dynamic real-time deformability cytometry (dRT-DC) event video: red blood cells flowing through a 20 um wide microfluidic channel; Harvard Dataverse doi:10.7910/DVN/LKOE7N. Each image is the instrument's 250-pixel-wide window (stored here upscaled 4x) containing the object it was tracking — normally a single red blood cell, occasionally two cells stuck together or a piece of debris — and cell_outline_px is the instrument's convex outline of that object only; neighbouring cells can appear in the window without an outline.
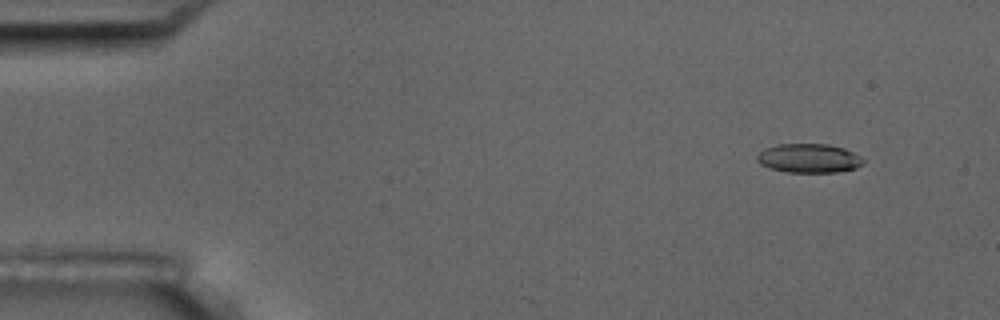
{"species": "common noctule bat (a hibernating species)", "species_latin": "Nyctalus noctula", "temperature_condition": "room temperature", "stored_images_in_passage": 5, "camera_frame_rate_fps": 3000, "um_per_image_px": 0.085, "animal": {"sex": "male", "body_mass_g": 17.5, "forearm_length_mm": 52.3}, "frame": {"image": 1, "passage_image": 2, "time_ms": 1.333, "image_size_px": [1000, 320], "cell_outline_px": [[864, 164], [856, 168], [836, 172], [788, 172], [772, 168], [760, 164], [756, 160], [756, 156], [764, 148], [780, 144], [828, 144], [844, 148], [860, 156], [864, 160]], "centroid_in_image_um": [68.76, 13.45], "position_along_channel_um": 16.2, "area_um2": 17.92}}